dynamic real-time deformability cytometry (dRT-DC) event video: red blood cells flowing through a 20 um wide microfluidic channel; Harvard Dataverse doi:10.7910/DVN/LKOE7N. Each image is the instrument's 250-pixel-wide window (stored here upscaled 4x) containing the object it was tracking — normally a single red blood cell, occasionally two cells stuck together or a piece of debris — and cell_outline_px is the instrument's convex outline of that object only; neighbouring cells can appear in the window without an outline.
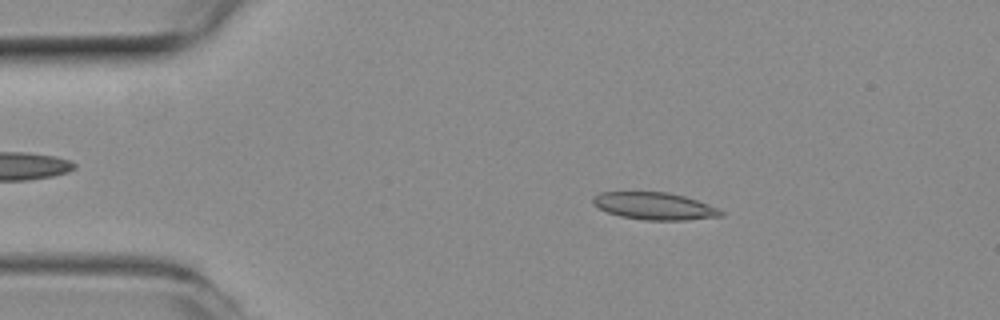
{"species": "common noctule bat (a hibernating species)", "species_latin": "Nyctalus noctula", "temperature_condition": "room temperature", "stored_images_in_passage": 44, "camera_frame_rate_fps": 3000, "um_per_image_px": 0.085, "animal": {"sex": "female", "body_mass_g": 19.3, "forearm_length_mm": 54.1}, "frame": {"image": 1, "passage_image": 2, "time_ms": 0.333, "image_size_px": [1000, 320], "cell_outline_px": [[724, 216], [688, 220], [644, 220], [620, 216], [608, 212], [592, 204], [592, 196], [600, 192], [668, 192], [684, 196], [708, 204], [724, 212]], "centroid_in_image_um": [55.62, 17.51], "position_along_channel_um": 29.4, "area_um2": 20.35}}
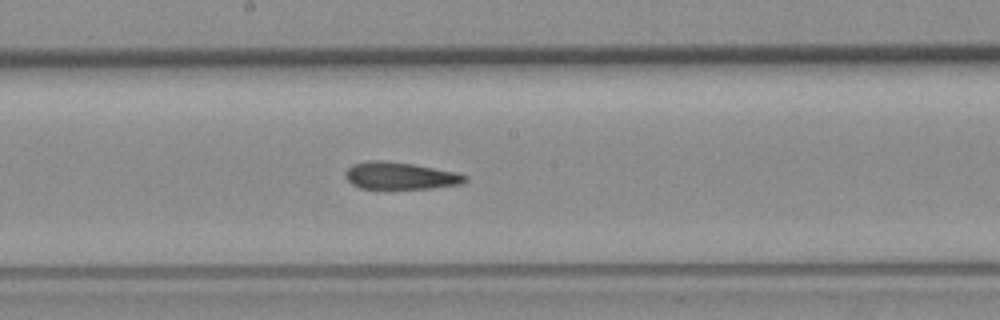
{"frame": {"image": 2, "passage_image": 20, "time_ms": 6.333, "image_size_px": [1000, 320], "cell_outline_px": [[468, 180], [464, 184], [432, 188], [360, 188], [352, 184], [344, 176], [344, 172], [352, 164], [368, 160], [384, 160], [412, 164], [456, 172], [468, 176]], "centroid_in_image_um": [34.03, 14.93], "position_along_channel_um": 214.2, "area_um2": 19.02}}
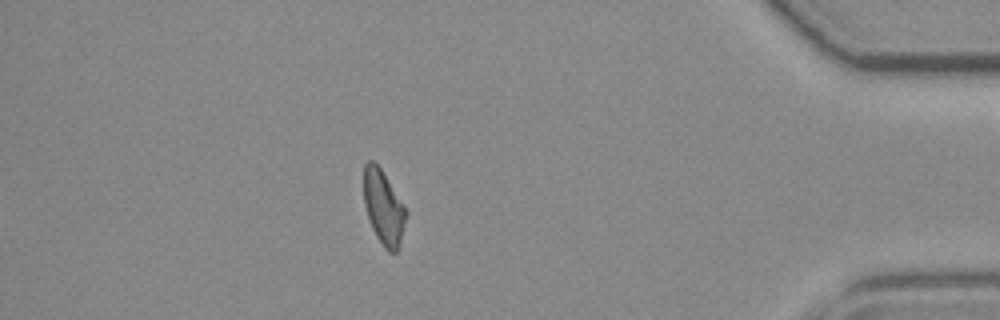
{"frame": {"image": 3, "passage_image": 38, "time_ms": 12.333, "image_size_px": [1000, 320], "cell_outline_px": [[408, 212], [400, 244], [396, 252], [388, 252], [384, 248], [376, 236], [372, 228], [364, 204], [364, 164], [368, 160], [372, 160], [380, 168], [404, 204]], "centroid_in_image_um": [32.61, 17.65], "position_along_channel_um": 402.6, "area_um2": 18.26}, "authors_computed_cell_mechanics": {"area_um2": 19.4497, "velocity_mm_per_s": 3.944, "shape_relaxation_time_tau1_ms": null, "shape_relaxation_time_tau2_ms": 4.4755, "deformation_change_tau1": null, "deformation_change_tau2": 0.1163}}